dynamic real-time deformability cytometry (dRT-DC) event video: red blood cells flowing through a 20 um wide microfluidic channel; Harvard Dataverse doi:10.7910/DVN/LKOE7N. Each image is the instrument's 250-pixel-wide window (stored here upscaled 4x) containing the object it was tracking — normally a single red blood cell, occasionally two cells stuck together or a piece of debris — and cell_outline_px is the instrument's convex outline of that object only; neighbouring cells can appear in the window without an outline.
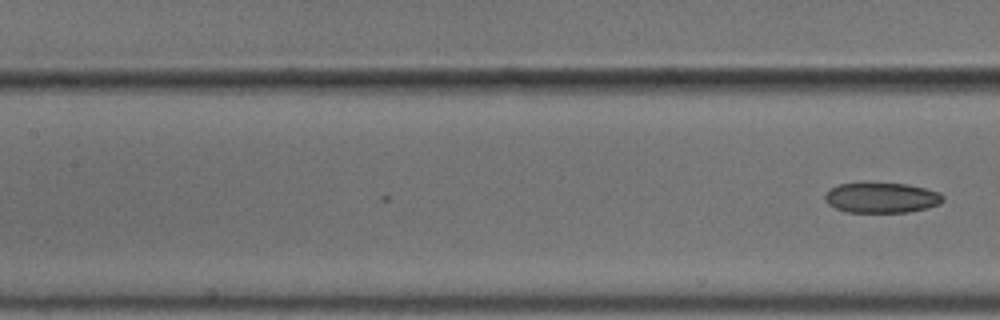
{"species": "common noctule bat (a hibernating species)", "species_latin": "Nyctalus noctula", "temperature_condition": "cold", "stored_images_in_passage": 8, "camera_frame_rate_fps": 3000, "um_per_image_px": 0.085, "animal": {"sex": "male", "body_mass_g": 18.8}, "frame": {"image": 1, "passage_image": 8, "time_ms": 2.333, "image_size_px": [1000, 320], "cell_outline_px": [[944, 200], [940, 204], [928, 208], [908, 212], [848, 212], [836, 208], [828, 204], [824, 200], [824, 196], [832, 188], [840, 184], [908, 184], [940, 192], [944, 196]], "centroid_in_image_um": [74.98, 16.82], "position_along_channel_um": 132.4, "area_um2": 20.58}}